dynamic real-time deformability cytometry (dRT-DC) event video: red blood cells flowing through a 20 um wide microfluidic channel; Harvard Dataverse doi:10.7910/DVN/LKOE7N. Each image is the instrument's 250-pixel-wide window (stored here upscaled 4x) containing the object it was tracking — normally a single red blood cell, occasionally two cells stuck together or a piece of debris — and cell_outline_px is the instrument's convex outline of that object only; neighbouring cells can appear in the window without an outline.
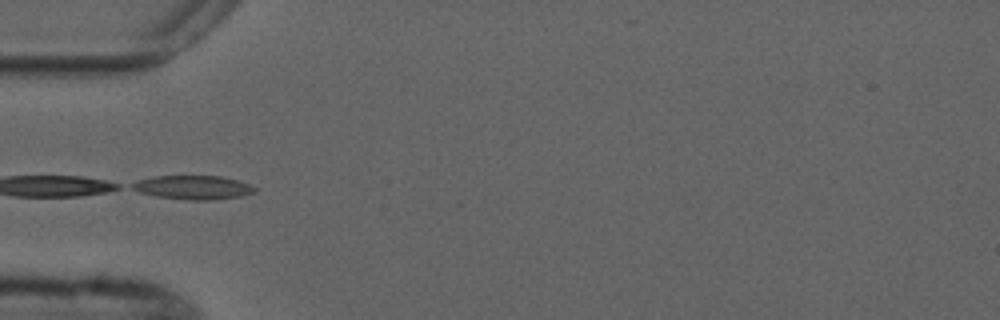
{"species": "common noctule bat (a hibernating species)", "species_latin": "Nyctalus noctula", "temperature_condition": "cold", "stored_images_in_passage": 9, "camera_frame_rate_fps": 3000, "um_per_image_px": 0.085, "animal": {"sex": "male", "forearm_length_mm": 52.5}, "frame": {"image": 1, "passage_image": 6, "time_ms": 6.667, "image_size_px": [1000, 320], "cell_outline_px": [[256, 192], [244, 196], [212, 200], [188, 200], [156, 196], [140, 192], [132, 188], [128, 184], [136, 180], [152, 176], [220, 176], [236, 180], [248, 184], [256, 188]], "centroid_in_image_um": [16.39, 15.93], "position_along_channel_um": 68.6, "area_um2": 17.17}}
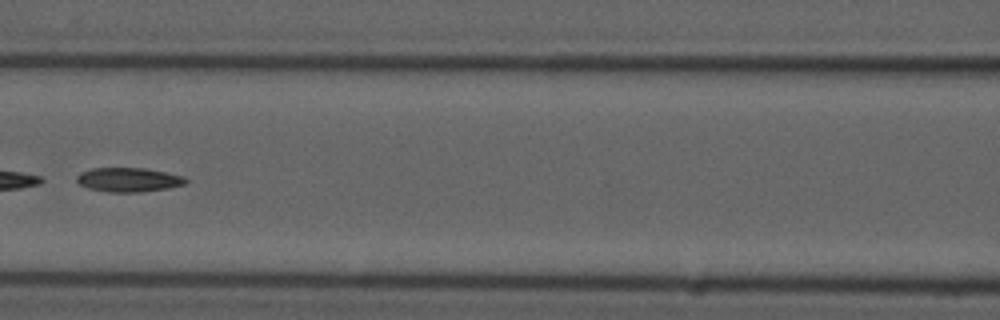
{"frame": {"image": 2, "passage_image": 8, "time_ms": 9.0, "image_size_px": [1000, 320], "cell_outline_px": [[188, 180], [184, 184], [168, 188], [140, 192], [108, 192], [88, 188], [80, 184], [76, 180], [76, 176], [80, 172], [92, 168], [144, 168], [184, 176]], "centroid_in_image_um": [10.9, 15.28], "position_along_channel_um": 155.7, "area_um2": 15.32}}
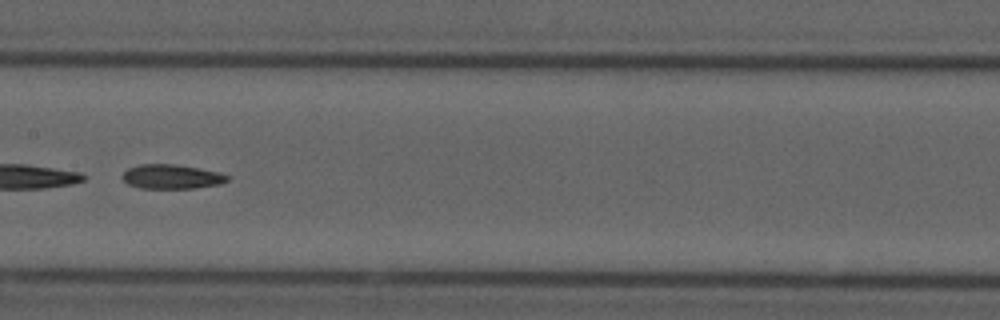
{"frame": {"image": 3, "passage_image": 9, "time_ms": 10.0, "image_size_px": [1000, 320], "cell_outline_px": [[232, 176], [228, 180], [220, 184], [196, 188], [140, 188], [128, 184], [120, 176], [128, 168], [140, 164], [172, 164], [220, 172]], "centroid_in_image_um": [14.6, 15.02], "position_along_channel_um": 192.8, "area_um2": 14.91}}